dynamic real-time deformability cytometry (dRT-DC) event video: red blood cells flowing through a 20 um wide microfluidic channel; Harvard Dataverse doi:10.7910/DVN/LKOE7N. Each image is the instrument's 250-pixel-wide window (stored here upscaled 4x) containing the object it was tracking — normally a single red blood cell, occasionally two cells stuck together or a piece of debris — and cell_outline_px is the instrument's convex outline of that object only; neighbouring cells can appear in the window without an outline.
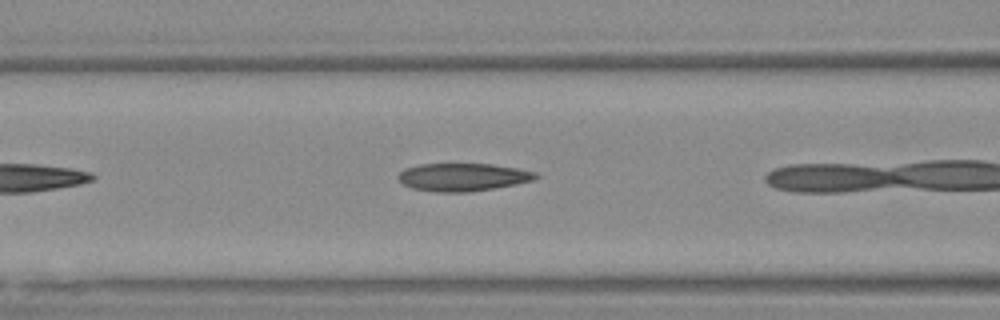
{"species": "Egyptian fruit bat (a non-hibernating species)", "species_latin": "Rousettus aegyptiacus", "temperature_condition": "warm", "stored_images_in_passage": 22, "camera_frame_rate_fps": 3000, "um_per_image_px": 0.085, "animal": {"sex": "female"}, "frame": {"image": 1, "passage_image": 7, "time_ms": 2.0, "image_size_px": [1000, 320], "cell_outline_px": [[540, 176], [532, 180], [492, 188], [468, 192], [436, 192], [412, 188], [404, 184], [400, 180], [400, 172], [404, 168], [420, 164], [492, 164], [516, 168], [536, 172]], "centroid_in_image_um": [39.33, 15.05], "position_along_channel_um": 127.3, "area_um2": 21.96}}